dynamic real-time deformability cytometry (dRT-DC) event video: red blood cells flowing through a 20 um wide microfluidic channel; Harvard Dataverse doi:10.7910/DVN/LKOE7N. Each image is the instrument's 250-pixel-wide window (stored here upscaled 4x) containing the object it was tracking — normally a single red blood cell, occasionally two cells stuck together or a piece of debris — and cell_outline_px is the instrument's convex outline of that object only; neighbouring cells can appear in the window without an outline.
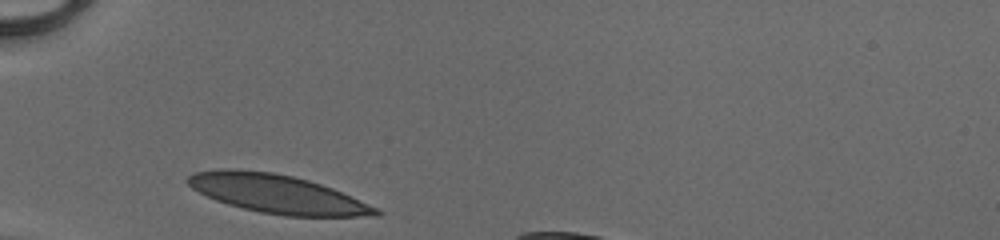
{"species": "human", "species_latin": "Homo sapiens", "temperature_condition": "cold", "stored_images_in_passage": 26, "camera_frame_rate_fps": 3000, "um_per_image_px": 0.085, "donor": {"sex": "male"}, "frame": {"image": 1, "passage_image": 1, "time_ms": 0.0, "image_size_px": [1000, 240], "cell_outline_px": [[384, 212], [380, 216], [284, 216], [260, 212], [228, 204], [216, 200], [192, 188], [184, 180], [188, 176], [196, 172], [220, 168], [232, 168], [272, 172], [292, 176], [308, 180], [332, 188], [380, 208]], "centroid_in_image_um": [23.59, 16.48], "position_along_channel_um": 61.4, "area_um2": 42.25}}
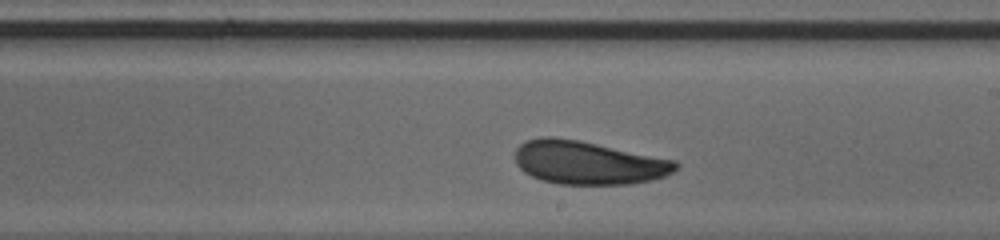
{"frame": {"image": 2, "passage_image": 15, "time_ms": 4.667, "image_size_px": [1000, 240], "cell_outline_px": [[680, 164], [672, 172], [664, 176], [652, 180], [628, 184], [560, 184], [544, 180], [532, 176], [524, 172], [516, 164], [516, 148], [520, 144], [528, 140], [540, 136], [552, 136], [580, 140], [676, 160]], "centroid_in_image_um": [50.0, 13.81], "position_along_channel_um": 239.0, "area_um2": 40.58}}
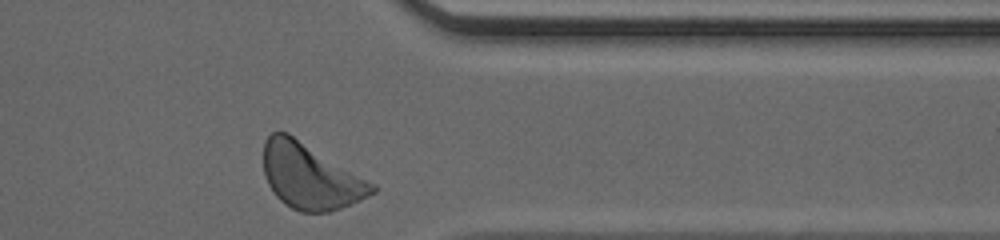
{"frame": {"image": 3, "passage_image": 26, "time_ms": 8.333, "image_size_px": [1000, 240], "cell_outline_px": [[376, 192], [360, 200], [340, 208], [328, 212], [300, 212], [284, 204], [276, 196], [268, 184], [264, 176], [264, 140], [272, 132], [288, 132], [376, 184]], "centroid_in_image_um": [26.37, 14.98], "position_along_channel_um": 385.0, "area_um2": 41.44}, "authors_computed_cell_mechanics": {"area_um2": 40.6334, "velocity_mm_per_s": 4.0706, "shape_relaxation_time_tau1_ms": 3.0941, "shape_relaxation_time_tau2_ms": 3.6275, "deformation_change_tau1": 0.1041, "deformation_change_tau2": 0.0807}}